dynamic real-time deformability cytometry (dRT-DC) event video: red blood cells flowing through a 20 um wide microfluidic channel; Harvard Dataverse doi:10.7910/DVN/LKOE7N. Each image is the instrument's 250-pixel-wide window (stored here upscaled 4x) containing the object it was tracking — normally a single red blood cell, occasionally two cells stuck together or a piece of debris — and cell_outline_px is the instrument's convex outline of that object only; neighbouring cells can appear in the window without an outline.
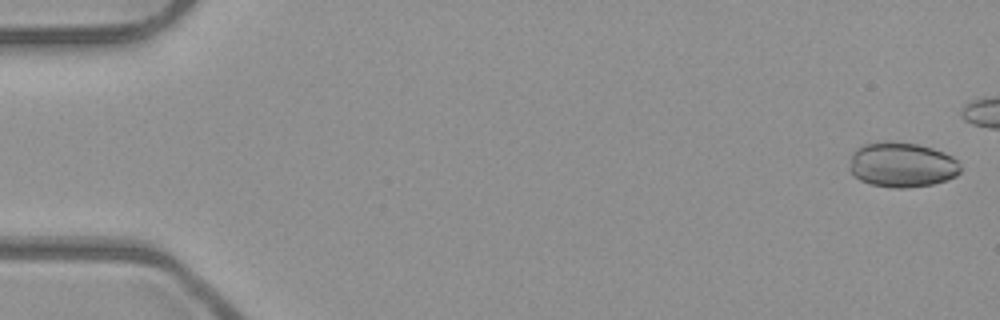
{"species": "common noctule bat (a hibernating species)", "species_latin": "Nyctalus noctula", "temperature_condition": "room temperature", "stored_images_in_passage": 10, "camera_frame_rate_fps": 3000, "um_per_image_px": 0.085, "animal": {"sex": "male", "body_mass_g": 23.1, "forearm_length_mm": 52.7}, "frame": {"image": 1, "passage_image": 2, "time_ms": 0.333, "image_size_px": [1000, 320], "cell_outline_px": [[960, 172], [956, 176], [932, 184], [904, 188], [892, 188], [872, 184], [860, 180], [852, 172], [852, 152], [856, 148], [864, 144], [916, 144], [932, 148], [944, 152], [952, 156], [960, 164]], "centroid_in_image_um": [76.72, 14.04], "position_along_channel_um": 8.3, "area_um2": 28.09}}